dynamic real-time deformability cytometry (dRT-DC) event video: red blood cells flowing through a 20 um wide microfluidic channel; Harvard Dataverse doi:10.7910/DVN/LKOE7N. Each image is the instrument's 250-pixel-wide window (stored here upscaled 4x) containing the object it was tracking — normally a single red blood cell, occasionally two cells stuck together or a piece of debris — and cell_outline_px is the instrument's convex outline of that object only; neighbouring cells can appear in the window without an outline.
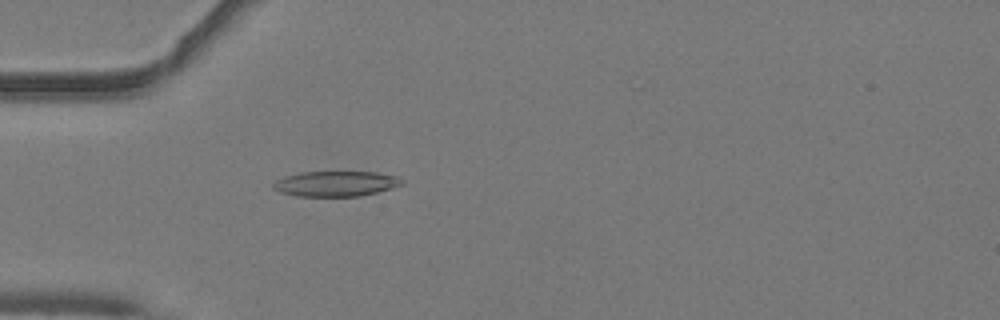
{"species": "common noctule bat (a hibernating species)", "species_latin": "Nyctalus noctula", "temperature_condition": "warm", "stored_images_in_passage": 44, "camera_frame_rate_fps": 3000, "um_per_image_px": 0.085, "animal": {"sex": "male", "body_mass_g": 19.2, "forearm_length_mm": 51.8}, "frame": {"image": 1, "passage_image": 15, "time_ms": 4.667, "image_size_px": [1000, 320], "cell_outline_px": [[404, 184], [392, 188], [360, 196], [296, 196], [280, 192], [272, 188], [272, 184], [276, 180], [284, 176], [300, 172], [376, 172], [400, 176], [404, 180]], "centroid_in_image_um": [28.56, 15.61], "position_along_channel_um": 56.4, "area_um2": 19.13}}
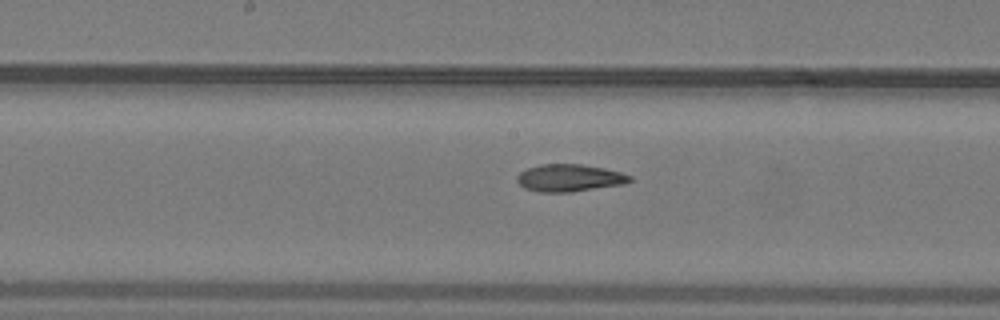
{"frame": {"image": 2, "passage_image": 26, "time_ms": 8.333, "image_size_px": [1000, 320], "cell_outline_px": [[632, 180], [624, 184], [572, 192], [540, 192], [524, 188], [516, 180], [516, 176], [520, 172], [528, 168], [540, 164], [580, 164], [604, 168], [620, 172], [632, 176]], "centroid_in_image_um": [48.39, 15.12], "position_along_channel_um": 199.8, "area_um2": 17.98}}
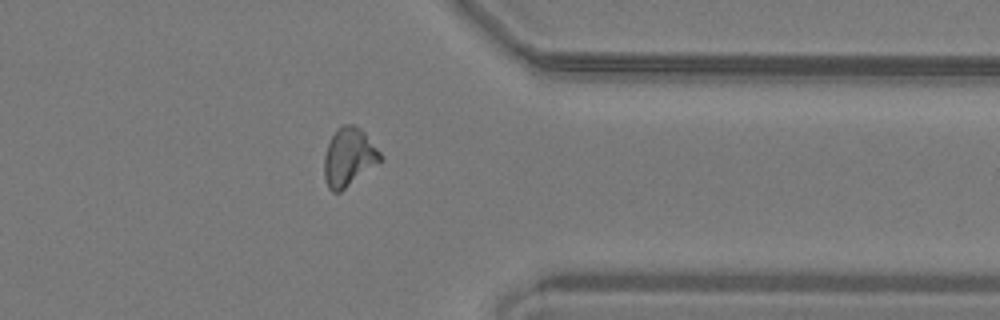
{"frame": {"image": 3, "passage_image": 40, "time_ms": 13.0, "image_size_px": [1000, 320], "cell_outline_px": [[384, 160], [340, 192], [332, 192], [328, 188], [324, 180], [324, 156], [328, 144], [332, 136], [344, 124], [352, 124], [360, 128], [364, 132], [380, 152]], "centroid_in_image_um": [29.66, 13.39], "position_along_channel_um": 381.7, "area_um2": 19.07}}